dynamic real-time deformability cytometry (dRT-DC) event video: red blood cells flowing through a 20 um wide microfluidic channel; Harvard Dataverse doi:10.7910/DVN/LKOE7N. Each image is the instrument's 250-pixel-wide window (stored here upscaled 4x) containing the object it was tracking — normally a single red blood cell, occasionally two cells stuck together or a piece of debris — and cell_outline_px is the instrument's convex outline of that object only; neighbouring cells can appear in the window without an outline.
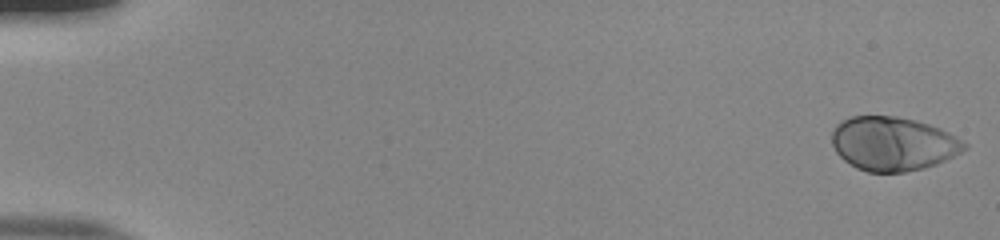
{"species": "human", "species_latin": "Homo sapiens", "temperature_condition": "room temperature", "stored_images_in_passage": 53, "camera_frame_rate_fps": 3000, "um_per_image_px": 0.085, "donor": {"sex": "male"}, "frame": {"image": 1, "passage_image": 1, "time_ms": 0.0, "image_size_px": [1000, 240], "cell_outline_px": [[968, 148], [936, 164], [924, 168], [904, 172], [868, 172], [856, 168], [844, 160], [836, 152], [832, 144], [832, 132], [836, 124], [852, 116], [896, 116], [928, 124], [940, 128], [956, 136], [968, 144]], "centroid_in_image_um": [75.9, 12.22], "position_along_channel_um": 9.1, "area_um2": 41.5}}
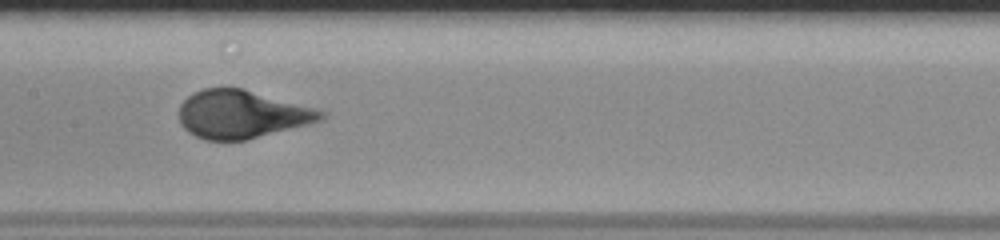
{"frame": {"image": 2, "passage_image": 28, "time_ms": 9.0, "image_size_px": [1000, 240], "cell_outline_px": [[328, 112], [324, 120], [312, 124], [244, 140], [204, 140], [188, 132], [180, 124], [180, 104], [192, 92], [204, 88], [244, 88], [316, 108]], "centroid_in_image_um": [20.59, 9.71], "position_along_channel_um": 186.8, "area_um2": 40.11}}
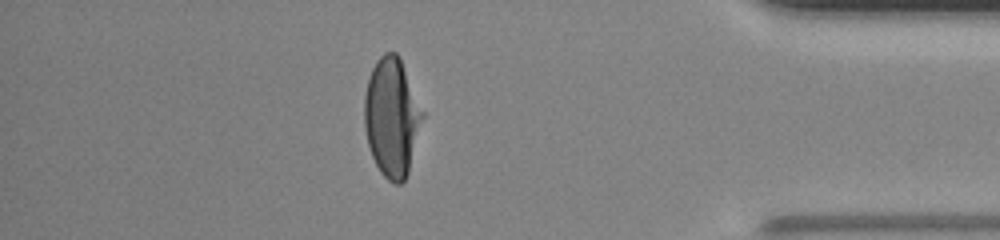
{"frame": {"image": 3, "passage_image": 47, "time_ms": 15.333, "image_size_px": [1000, 240], "cell_outline_px": [[424, 116], [408, 172], [404, 180], [400, 184], [396, 184], [388, 180], [380, 172], [372, 156], [368, 144], [364, 128], [364, 96], [368, 76], [376, 60], [384, 52], [396, 52], [400, 56], [424, 112]], "centroid_in_image_um": [33.3, 9.93], "position_along_channel_um": 401.9, "area_um2": 40.46}, "authors_computed_cell_mechanics": {"area_um2": 41.038, "velocity_mm_per_s": 3.8789, "shape_relaxation_time_tau1_ms": 3.8517, "shape_relaxation_time_tau2_ms": null, "deformation_change_tau1": 0.2238, "deformation_change_tau2": null}}